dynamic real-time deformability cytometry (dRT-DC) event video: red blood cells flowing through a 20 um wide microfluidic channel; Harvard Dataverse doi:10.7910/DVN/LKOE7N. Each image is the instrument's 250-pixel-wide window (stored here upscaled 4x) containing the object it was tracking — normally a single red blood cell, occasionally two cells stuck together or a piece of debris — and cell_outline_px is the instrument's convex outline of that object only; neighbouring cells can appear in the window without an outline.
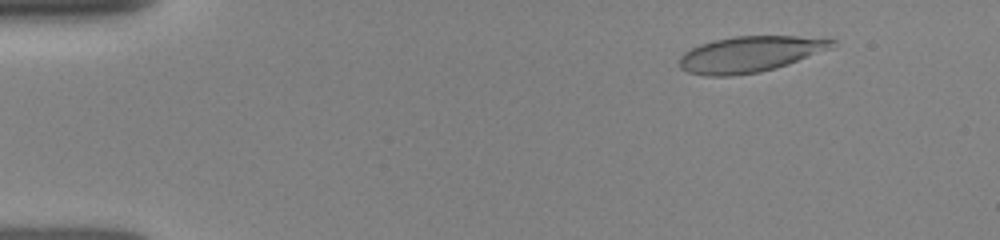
{"species": "human", "species_latin": "Homo sapiens", "temperature_condition": "room temperature", "stored_images_in_passage": 34, "camera_frame_rate_fps": 3000, "um_per_image_px": 0.085, "donor": {"sex": "female"}, "frame": {"image": 1, "passage_image": 4, "time_ms": 1.667, "image_size_px": [1000, 240], "cell_outline_px": [[836, 40], [832, 48], [788, 64], [776, 68], [760, 72], [728, 76], [704, 76], [688, 72], [680, 68], [680, 56], [684, 52], [700, 44], [716, 40], [736, 36], [796, 36]], "centroid_in_image_um": [63.73, 4.61], "position_along_channel_um": 21.3, "area_um2": 31.73}}
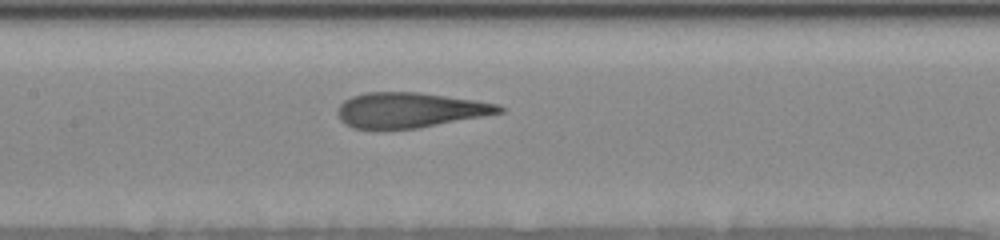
{"frame": {"image": 2, "passage_image": 16, "time_ms": 7.667, "image_size_px": [1000, 240], "cell_outline_px": [[504, 112], [484, 116], [416, 128], [352, 128], [340, 120], [336, 112], [336, 108], [344, 100], [352, 96], [368, 92], [420, 92], [500, 104], [504, 108]], "centroid_in_image_um": [34.82, 9.34], "position_along_channel_um": 172.6, "area_um2": 32.89}}
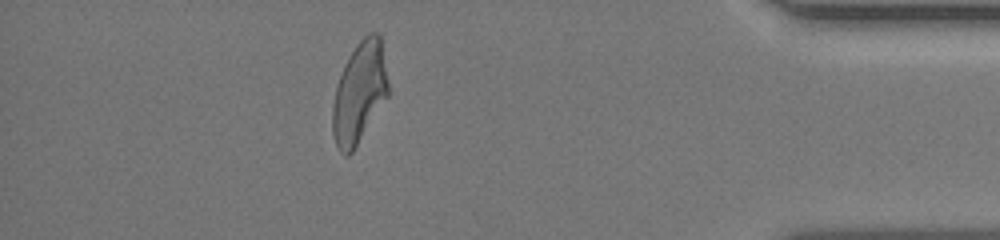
{"frame": {"image": 3, "passage_image": 30, "time_ms": 14.333, "image_size_px": [1000, 240], "cell_outline_px": [[388, 96], [352, 152], [348, 156], [344, 156], [340, 152], [336, 144], [332, 132], [332, 104], [336, 84], [344, 64], [348, 56], [356, 44], [368, 32], [376, 32], [380, 36], [388, 80]], "centroid_in_image_um": [30.52, 7.87], "position_along_channel_um": 404.7, "area_um2": 32.83}}